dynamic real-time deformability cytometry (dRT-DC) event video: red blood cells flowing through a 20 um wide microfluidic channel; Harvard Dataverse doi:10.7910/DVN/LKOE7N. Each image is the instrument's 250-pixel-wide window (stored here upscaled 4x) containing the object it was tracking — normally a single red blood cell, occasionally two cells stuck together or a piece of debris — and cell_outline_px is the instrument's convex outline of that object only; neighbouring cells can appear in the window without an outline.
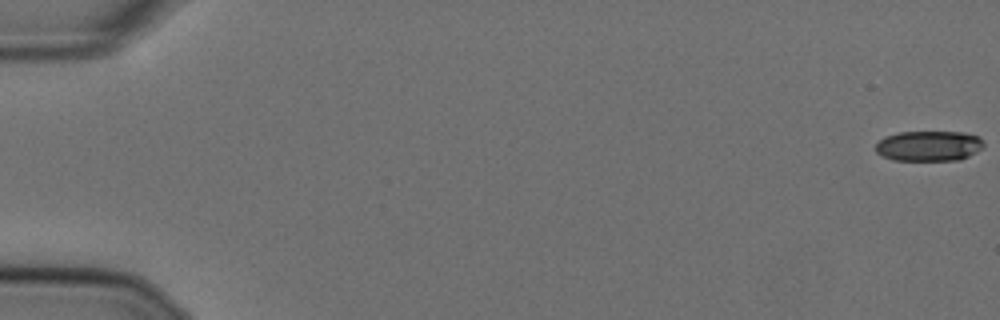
{"species": "Egyptian fruit bat (a non-hibernating species)", "species_latin": "Rousettus aegyptiacus", "temperature_condition": "cold", "stored_images_in_passage": 57, "camera_frame_rate_fps": 3000, "um_per_image_px": 0.085, "animal": {"sex": "female"}, "frame": {"image": 1, "passage_image": 1, "time_ms": 0.0, "image_size_px": [1000, 320], "cell_outline_px": [[984, 148], [960, 160], [892, 160], [876, 152], [876, 144], [884, 136], [900, 132], [964, 132], [980, 136], [984, 140]], "centroid_in_image_um": [79.0, 12.39], "position_along_channel_um": 6.0, "area_um2": 19.25}}
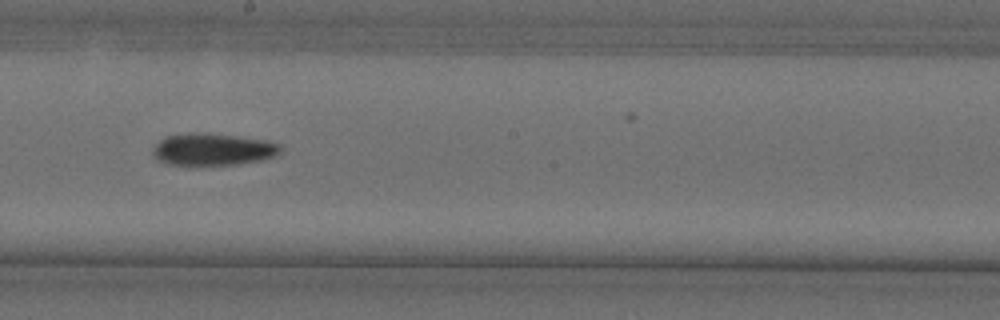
{"frame": {"image": 2, "passage_image": 33, "time_ms": 10.667, "image_size_px": [1000, 320], "cell_outline_px": [[280, 152], [276, 156], [264, 160], [236, 164], [192, 168], [188, 168], [168, 164], [156, 160], [152, 156], [152, 148], [164, 136], [192, 132], [208, 132], [268, 140], [280, 144]], "centroid_in_image_um": [18.03, 12.73], "position_along_channel_um": 230.2, "area_um2": 25.2}}
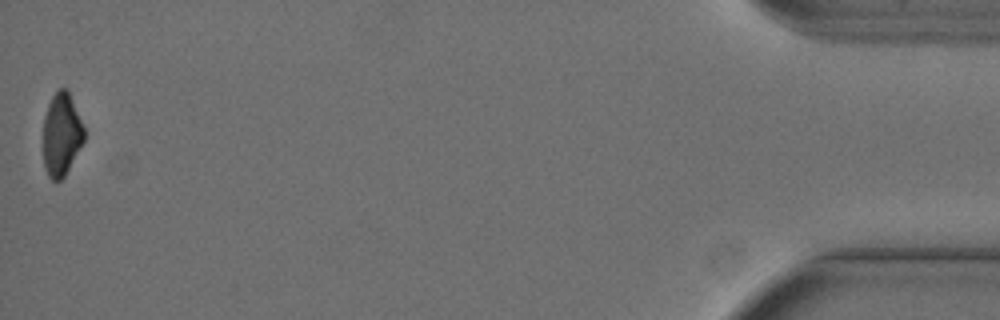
{"frame": {"image": 3, "passage_image": 57, "time_ms": 18.667, "image_size_px": [1000, 320], "cell_outline_px": [[84, 140], [64, 176], [60, 180], [52, 180], [48, 176], [44, 168], [44, 116], [48, 104], [52, 96], [60, 88], [68, 88], [84, 128]], "centroid_in_image_um": [5.22, 11.4], "position_along_channel_um": 430.0, "area_um2": 19.54}, "authors_computed_cell_mechanics": {"area_um2": 22.4264, "velocity_mm_per_s": 3.6238, "shape_relaxation_time_tau1_ms": 6.8496, "shape_relaxation_time_tau2_ms": null, "deformation_change_tau1": 0.1898, "deformation_change_tau2": null}}